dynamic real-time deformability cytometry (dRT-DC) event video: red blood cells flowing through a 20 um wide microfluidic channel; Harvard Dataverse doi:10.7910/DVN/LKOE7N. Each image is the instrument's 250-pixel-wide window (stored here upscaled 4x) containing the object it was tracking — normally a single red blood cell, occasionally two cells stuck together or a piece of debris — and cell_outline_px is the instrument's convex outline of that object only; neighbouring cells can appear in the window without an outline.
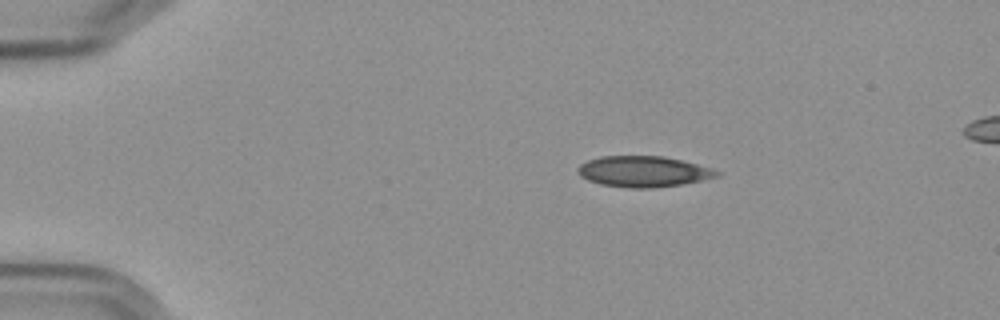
{"species": "Egyptian fruit bat (a non-hibernating species)", "species_latin": "Rousettus aegyptiacus", "temperature_condition": "cold", "stored_images_in_passage": 47, "camera_frame_rate_fps": 3000, "um_per_image_px": 0.085, "frame": {"image": 1, "passage_image": 1, "time_ms": 0.0, "image_size_px": [1000, 320], "cell_outline_px": [[720, 176], [684, 184], [652, 188], [628, 188], [600, 184], [588, 180], [580, 176], [576, 172], [576, 168], [580, 164], [588, 160], [600, 156], [664, 156], [712, 168], [720, 172]], "centroid_in_image_um": [54.66, 14.58], "position_along_channel_um": 30.3, "area_um2": 25.14}}
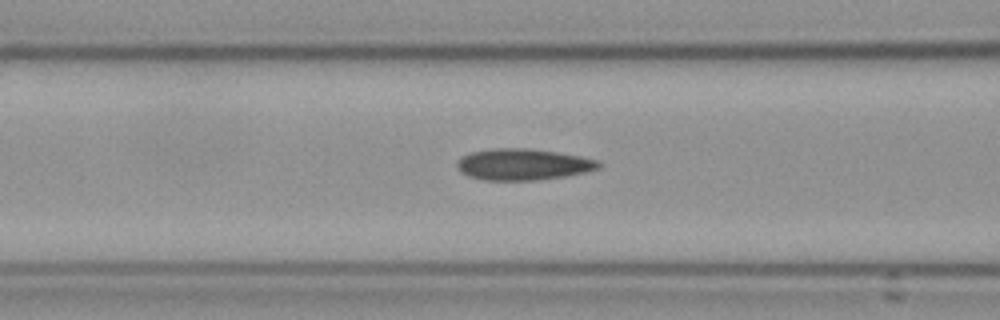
{"frame": {"image": 2, "passage_image": 14, "time_ms": 4.333, "image_size_px": [1000, 320], "cell_outline_px": [[604, 164], [600, 168], [588, 172], [564, 176], [536, 180], [484, 180], [468, 176], [460, 172], [456, 168], [456, 160], [460, 156], [472, 152], [492, 148], [528, 148], [556, 152], [580, 156], [600, 160]], "centroid_in_image_um": [44.46, 13.97], "position_along_channel_um": 122.1, "area_um2": 26.24}}
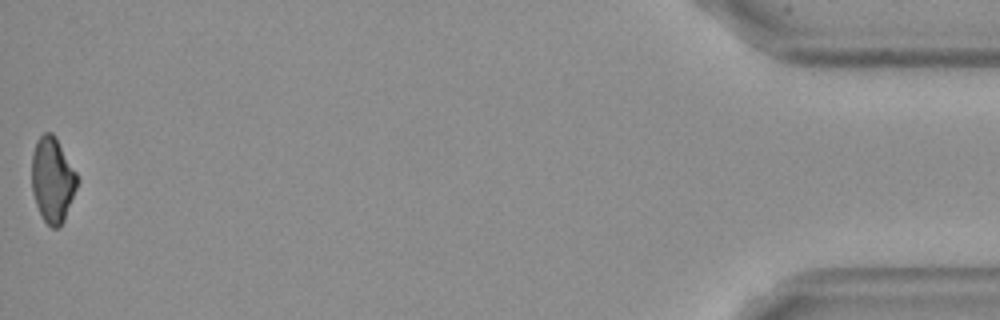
{"frame": {"image": 3, "passage_image": 47, "time_ms": 15.333, "image_size_px": [1000, 320], "cell_outline_px": [[80, 180], [64, 220], [60, 228], [52, 228], [44, 220], [36, 204], [32, 192], [32, 152], [36, 140], [44, 132], [52, 132], [56, 136], [76, 172]], "centroid_in_image_um": [4.47, 15.26], "position_along_channel_um": 430.7, "area_um2": 22.77}}